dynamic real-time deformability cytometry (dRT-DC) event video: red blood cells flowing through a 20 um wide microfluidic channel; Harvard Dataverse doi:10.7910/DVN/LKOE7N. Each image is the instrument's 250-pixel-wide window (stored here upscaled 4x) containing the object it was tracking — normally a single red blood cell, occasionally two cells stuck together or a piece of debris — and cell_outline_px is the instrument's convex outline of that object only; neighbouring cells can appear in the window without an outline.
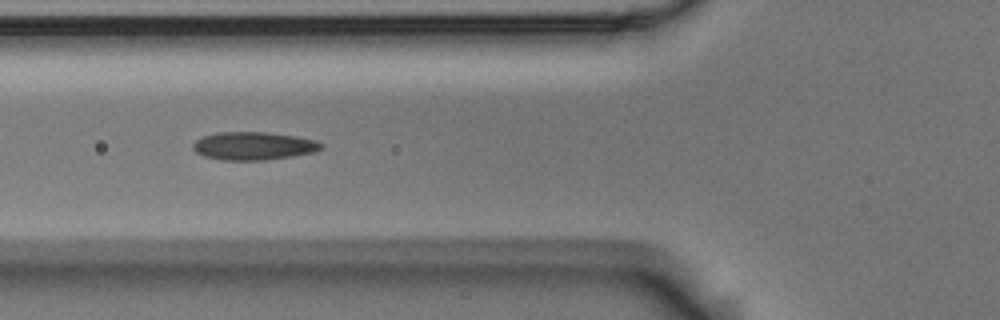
{"species": "Egyptian fruit bat (a non-hibernating species)", "species_latin": "Rousettus aegyptiacus", "temperature_condition": "room temperature", "stored_images_in_passage": 5, "camera_frame_rate_fps": 3000, "um_per_image_px": 0.085, "animal": {"sex": "male"}, "frame": {"image": 1, "passage_image": 2, "time_ms": 0.333, "image_size_px": [1000, 320], "cell_outline_px": [[324, 148], [316, 152], [292, 156], [264, 160], [220, 160], [204, 156], [196, 152], [192, 148], [192, 144], [196, 140], [204, 136], [220, 132], [264, 132], [296, 136], [316, 140], [324, 144]], "centroid_in_image_um": [21.58, 12.41], "position_along_channel_um": 104.2, "area_um2": 21.04}}
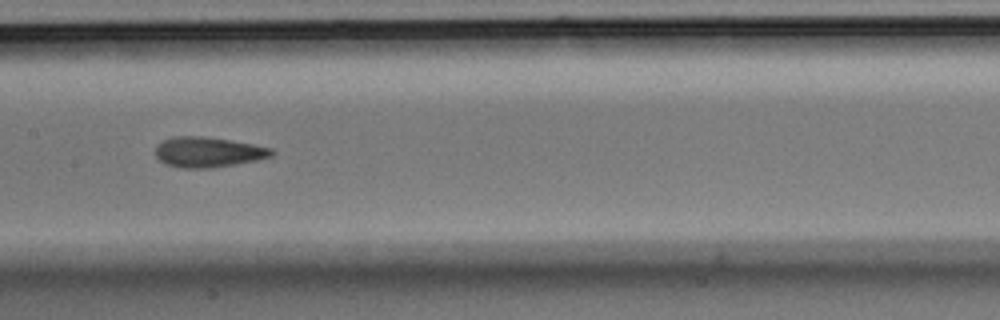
{"frame": {"image": 2, "passage_image": 4, "time_ms": 1.0, "image_size_px": [1000, 320], "cell_outline_px": [[276, 152], [272, 156], [256, 160], [212, 168], [180, 168], [164, 164], [156, 156], [156, 148], [164, 140], [176, 136], [200, 136], [228, 140], [252, 144], [272, 148]], "centroid_in_image_um": [17.7, 12.94], "position_along_channel_um": 189.7, "area_um2": 20.29}}
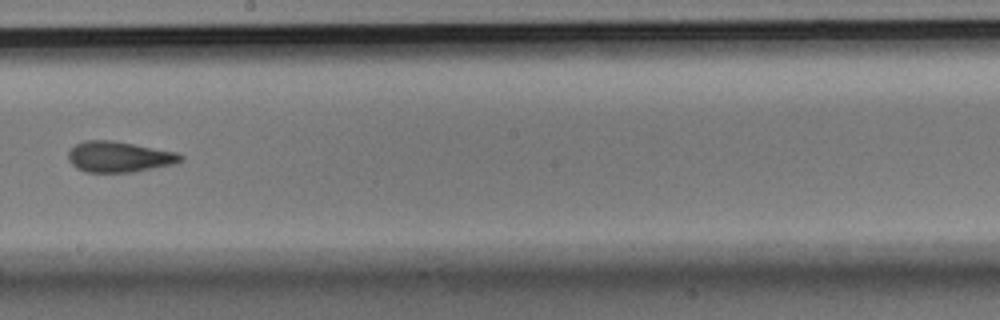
{"frame": {"image": 3, "passage_image": 5, "time_ms": 1.333, "image_size_px": [1000, 320], "cell_outline_px": [[184, 160], [176, 164], [132, 172], [84, 172], [76, 168], [68, 160], [68, 152], [76, 144], [84, 140], [112, 140], [176, 152], [184, 156]], "centroid_in_image_um": [10.13, 13.33], "position_along_channel_um": 238.1, "area_um2": 20.23}}